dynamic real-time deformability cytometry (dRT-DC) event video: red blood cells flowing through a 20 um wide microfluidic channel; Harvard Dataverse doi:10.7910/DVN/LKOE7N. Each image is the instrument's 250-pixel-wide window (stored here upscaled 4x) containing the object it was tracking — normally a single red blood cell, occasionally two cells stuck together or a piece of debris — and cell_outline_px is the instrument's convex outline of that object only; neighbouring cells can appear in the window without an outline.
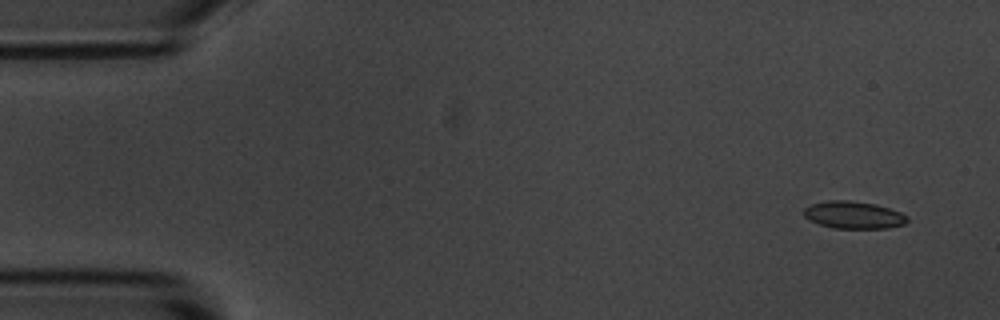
{"species": "common noctule bat (a hibernating species)", "species_latin": "Nyctalus noctula", "temperature_condition": "room temperature", "stored_images_in_passage": 4, "segment_of_instrument_passage": [2, 2], "camera_frame_rate_fps": 3000, "um_per_image_px": 0.085, "animal": {"sex": "male", "body_mass_g": 20.1, "forearm_length_mm": 53.5}, "frame": {"image": 1, "passage_image": 4, "time_ms": 1.0, "image_size_px": [1000, 320], "cell_outline_px": [[908, 220], [904, 224], [888, 228], [832, 228], [808, 220], [804, 216], [804, 208], [812, 204], [828, 200], [848, 200], [876, 204], [900, 212], [908, 216]], "centroid_in_image_um": [72.55, 18.27], "position_along_channel_um": 12.5, "area_um2": 16.47}}